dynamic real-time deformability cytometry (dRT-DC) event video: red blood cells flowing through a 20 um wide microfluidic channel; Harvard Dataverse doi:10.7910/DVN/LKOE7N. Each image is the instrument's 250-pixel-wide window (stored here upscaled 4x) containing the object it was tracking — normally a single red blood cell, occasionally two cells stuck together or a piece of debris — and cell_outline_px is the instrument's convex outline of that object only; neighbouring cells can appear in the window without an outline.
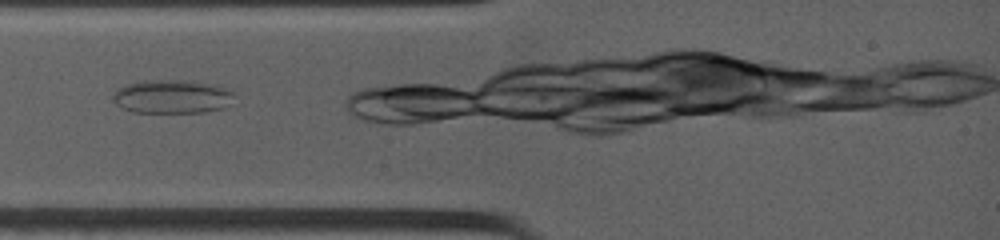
{"species": "common noctule bat (a hibernating species)", "species_latin": "Nyctalus noctula", "temperature_condition": "warm", "stored_images_in_passage": 5, "camera_frame_rate_fps": 4500, "um_per_image_px": 0.085, "animal": {"sex": "female", "body_mass_g": 19.0, "forearm_length_mm": 53.3}, "frame": {"image": 1, "passage_image": 1, "time_ms": 0.0, "image_size_px": [1000, 240], "cell_outline_px": [[236, 92], [224, 108], [204, 112], [132, 112], [116, 104], [112, 96], [116, 88], [128, 84], [144, 80], [180, 80], [216, 84], [232, 88]], "centroid_in_image_um": [14.66, 8.2], "position_along_channel_um": 70.3, "area_um2": 23.93}}